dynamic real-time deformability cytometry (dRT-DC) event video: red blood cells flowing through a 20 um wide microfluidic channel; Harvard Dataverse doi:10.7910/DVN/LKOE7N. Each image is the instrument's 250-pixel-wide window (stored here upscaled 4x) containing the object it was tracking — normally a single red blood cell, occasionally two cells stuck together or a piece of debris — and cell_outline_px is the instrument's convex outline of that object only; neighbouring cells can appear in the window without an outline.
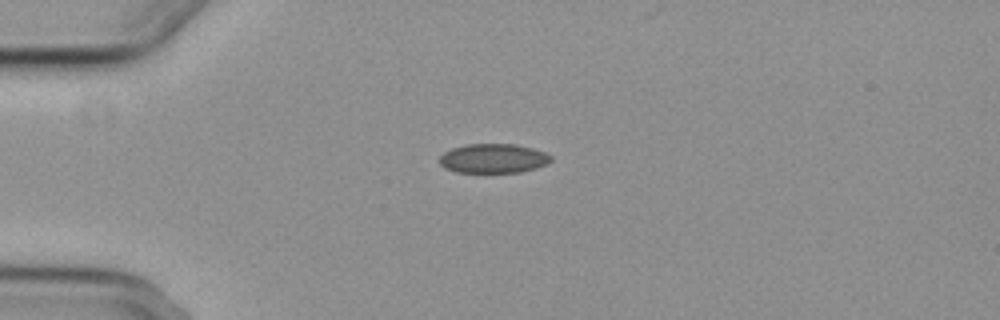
{"species": "common noctule bat (a hibernating species)", "species_latin": "Nyctalus noctula", "temperature_condition": "cold", "stored_images_in_passage": 4, "camera_frame_rate_fps": 3000, "um_per_image_px": 0.085, "animal": {"sex": "female", "body_mass_g": 29.2, "forearm_length_mm": 56.3}, "frame": {"image": 1, "passage_image": 4, "time_ms": 3.667, "image_size_px": [1000, 320], "cell_outline_px": [[552, 160], [548, 164], [536, 168], [520, 172], [456, 172], [444, 168], [440, 164], [440, 156], [444, 152], [452, 148], [468, 144], [516, 144], [532, 148], [544, 152], [552, 156]], "centroid_in_image_um": [41.94, 13.46], "position_along_channel_um": 43.1, "area_um2": 19.07}}